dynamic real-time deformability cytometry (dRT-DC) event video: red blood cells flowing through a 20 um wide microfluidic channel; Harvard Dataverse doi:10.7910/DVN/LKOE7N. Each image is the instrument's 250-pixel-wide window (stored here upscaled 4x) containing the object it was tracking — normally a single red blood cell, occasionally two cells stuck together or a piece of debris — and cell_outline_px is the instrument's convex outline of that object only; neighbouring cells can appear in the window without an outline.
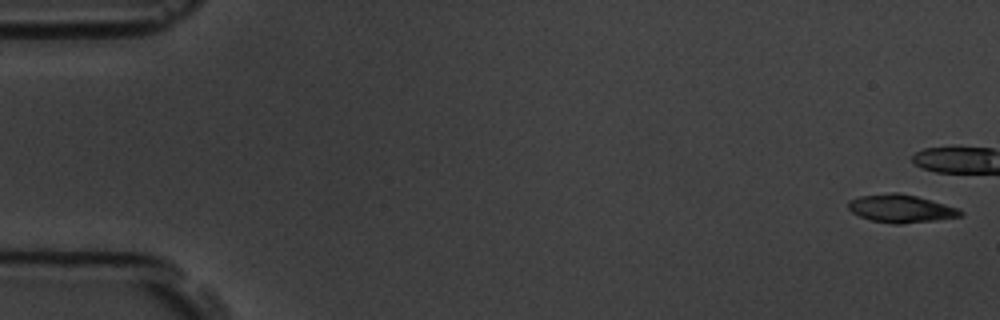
{"species": "common noctule bat (a hibernating species)", "species_latin": "Nyctalus noctula", "temperature_condition": "room temperature", "stored_images_in_passage": 6, "camera_frame_rate_fps": 3000, "um_per_image_px": 0.085, "animal": {"sex": "male", "body_mass_g": 19.5, "forearm_length_mm": 54.6}, "frame": {"image": 1, "passage_image": 1, "time_ms": 0.0, "image_size_px": [1000, 320], "cell_outline_px": [[964, 212], [960, 216], [936, 220], [900, 224], [892, 224], [872, 220], [860, 216], [852, 212], [848, 208], [848, 200], [860, 196], [892, 192], [896, 192], [916, 196], [960, 208]], "centroid_in_image_um": [76.58, 17.72], "position_along_channel_um": 8.4, "area_um2": 18.21}}